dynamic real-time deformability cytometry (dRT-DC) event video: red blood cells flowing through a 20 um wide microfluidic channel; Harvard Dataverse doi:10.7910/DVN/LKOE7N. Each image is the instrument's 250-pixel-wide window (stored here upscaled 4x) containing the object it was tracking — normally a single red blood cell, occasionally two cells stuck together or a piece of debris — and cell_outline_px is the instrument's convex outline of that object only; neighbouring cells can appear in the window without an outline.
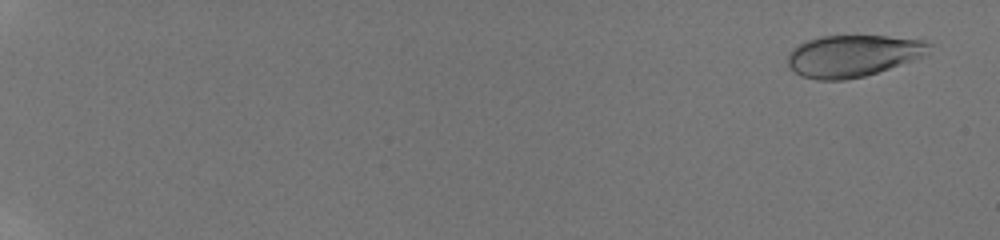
{"species": "human", "species_latin": "Homo sapiens", "temperature_condition": "room temperature", "stored_images_in_passage": 27, "camera_frame_rate_fps": 3000, "um_per_image_px": 0.085, "donor": {"sex": "male"}, "frame": {"image": 1, "passage_image": 2, "time_ms": 0.333, "image_size_px": [1000, 240], "cell_outline_px": [[932, 44], [924, 56], [864, 76], [844, 80], [816, 80], [800, 76], [788, 64], [788, 52], [792, 48], [808, 40], [820, 36], [888, 36], [924, 40]], "centroid_in_image_um": [72.47, 4.74], "position_along_channel_um": 12.5, "area_um2": 34.22}}
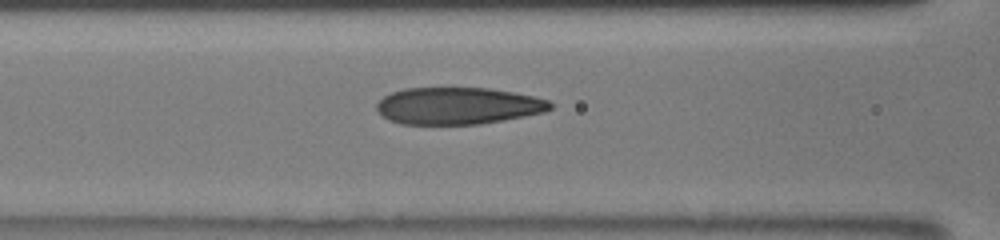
{"frame": {"image": 2, "passage_image": 16, "time_ms": 9.0, "image_size_px": [1000, 240], "cell_outline_px": [[552, 108], [544, 112], [524, 116], [480, 124], [400, 124], [388, 120], [376, 108], [376, 104], [384, 96], [392, 92], [404, 88], [488, 88], [512, 92], [532, 96], [548, 100], [552, 104]], "centroid_in_image_um": [38.9, 9.0], "position_along_channel_um": 127.7, "area_um2": 37.22}}
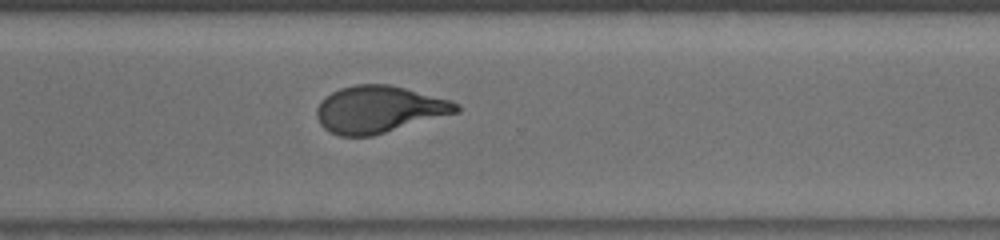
{"frame": {"image": 3, "passage_image": 27, "time_ms": 14.333, "image_size_px": [1000, 240], "cell_outline_px": [[460, 112], [372, 136], [340, 136], [324, 128], [320, 124], [316, 116], [316, 108], [332, 92], [340, 88], [356, 84], [388, 84], [452, 100], [460, 104]], "centroid_in_image_um": [32.25, 9.3], "position_along_channel_um": 338.3, "area_um2": 38.09}}